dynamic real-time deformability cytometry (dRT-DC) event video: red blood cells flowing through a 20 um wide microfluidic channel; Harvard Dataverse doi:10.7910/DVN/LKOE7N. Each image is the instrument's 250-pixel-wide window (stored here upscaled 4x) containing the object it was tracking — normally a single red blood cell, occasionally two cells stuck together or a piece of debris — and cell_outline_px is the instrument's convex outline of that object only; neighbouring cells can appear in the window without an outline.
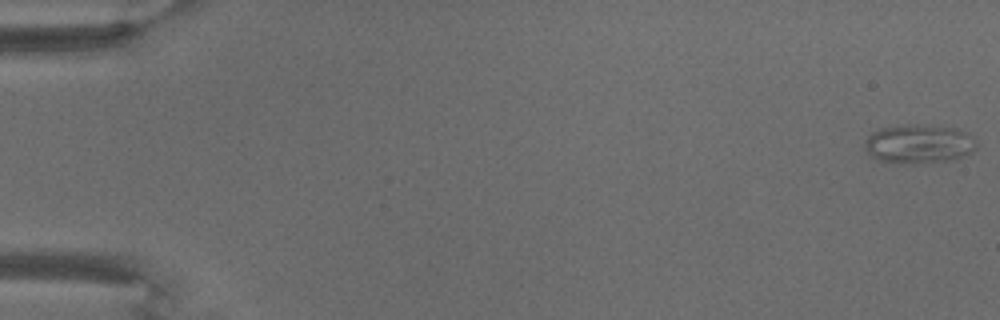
{"species": "common noctule bat (a hibernating species)", "species_latin": "Nyctalus noctula", "temperature_condition": "warm", "stored_images_in_passage": 6, "camera_frame_rate_fps": 3000, "um_per_image_px": 0.085, "animal": {"sex": "male", "body_mass_g": 18.8}, "frame": {"image": 1, "passage_image": 1, "time_ms": 0.0, "image_size_px": [1000, 320], "cell_outline_px": [[976, 148], [972, 152], [956, 160], [916, 164], [908, 164], [880, 160], [872, 156], [864, 148], [864, 144], [868, 136], [872, 132], [880, 128], [904, 124], [920, 124], [956, 128], [968, 132], [976, 140]], "centroid_in_image_um": [78.14, 12.23], "position_along_channel_um": 6.9, "area_um2": 25.84}}
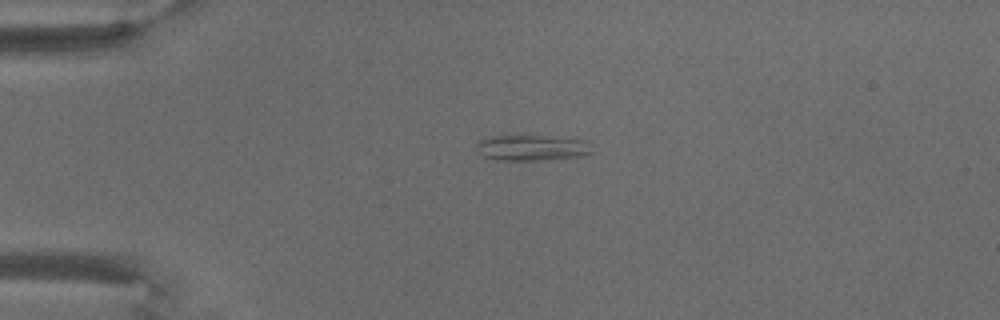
{"frame": {"image": 2, "passage_image": 5, "time_ms": 5.667, "image_size_px": [1000, 320], "cell_outline_px": [[592, 152], [584, 156], [540, 160], [496, 160], [484, 156], [476, 152], [476, 144], [480, 140], [488, 136], [548, 136], [588, 140]], "centroid_in_image_um": [45.2, 12.56], "position_along_channel_um": 39.8, "area_um2": 17.46}}